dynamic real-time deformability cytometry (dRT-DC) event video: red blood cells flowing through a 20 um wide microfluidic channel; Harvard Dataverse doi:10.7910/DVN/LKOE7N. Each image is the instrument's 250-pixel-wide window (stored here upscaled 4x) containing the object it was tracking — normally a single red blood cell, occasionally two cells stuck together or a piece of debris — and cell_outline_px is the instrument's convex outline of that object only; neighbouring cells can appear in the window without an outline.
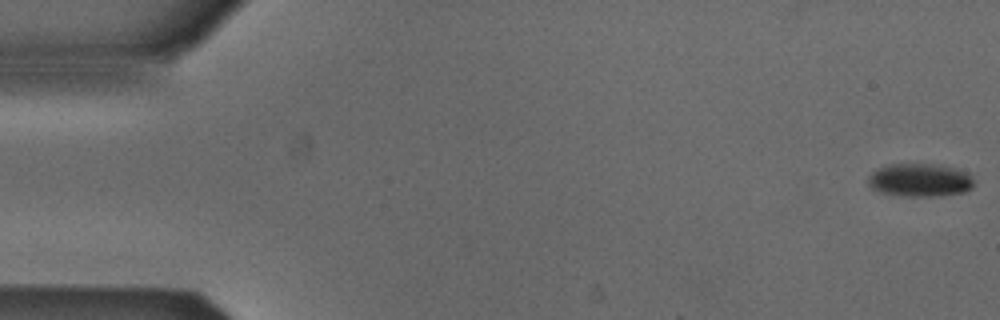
{"species": "Egyptian fruit bat (a non-hibernating species)", "species_latin": "Rousettus aegyptiacus", "temperature_condition": "cold", "stored_images_in_passage": 4, "camera_frame_rate_fps": 3000, "um_per_image_px": 0.085, "animal": {"sex": "male"}, "frame": {"image": 1, "passage_image": 1, "time_ms": 0.0, "image_size_px": [1000, 320], "cell_outline_px": [[972, 188], [964, 192], [940, 196], [908, 196], [884, 192], [872, 188], [868, 184], [868, 176], [876, 168], [888, 164], [940, 164], [968, 172], [972, 176]], "centroid_in_image_um": [78.2, 15.29], "position_along_channel_um": 6.8, "area_um2": 20.46}}